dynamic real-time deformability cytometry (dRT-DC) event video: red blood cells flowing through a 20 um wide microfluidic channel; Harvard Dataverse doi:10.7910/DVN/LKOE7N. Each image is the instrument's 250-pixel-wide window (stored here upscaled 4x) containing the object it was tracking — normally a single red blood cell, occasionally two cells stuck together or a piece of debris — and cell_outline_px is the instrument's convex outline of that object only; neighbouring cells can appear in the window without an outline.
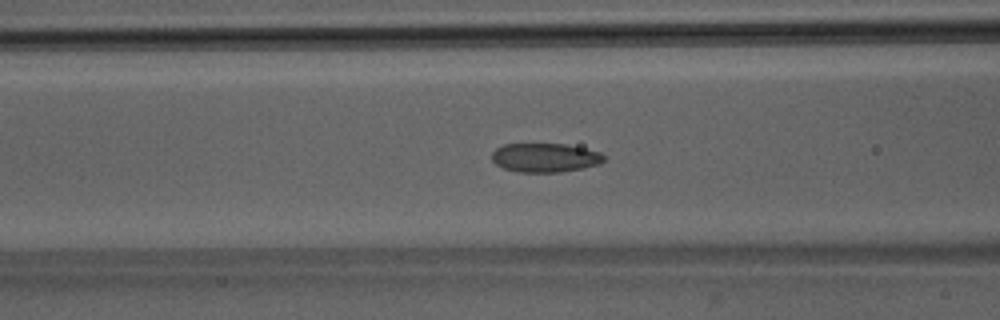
{"species": "Egyptian fruit bat (a non-hibernating species)", "species_latin": "Rousettus aegyptiacus", "temperature_condition": "room temperature", "stored_images_in_passage": 17, "camera_frame_rate_fps": 3000, "um_per_image_px": 0.085, "animal": {"sex": "male"}, "frame": {"image": 1, "passage_image": 7, "time_ms": 2.0, "image_size_px": [1000, 320], "cell_outline_px": [[604, 160], [600, 164], [584, 168], [560, 172], [520, 172], [504, 168], [496, 164], [492, 160], [492, 152], [496, 148], [504, 144], [568, 144], [600, 152], [604, 156]], "centroid_in_image_um": [46.34, 13.4], "position_along_channel_um": 120.3, "area_um2": 18.96}}